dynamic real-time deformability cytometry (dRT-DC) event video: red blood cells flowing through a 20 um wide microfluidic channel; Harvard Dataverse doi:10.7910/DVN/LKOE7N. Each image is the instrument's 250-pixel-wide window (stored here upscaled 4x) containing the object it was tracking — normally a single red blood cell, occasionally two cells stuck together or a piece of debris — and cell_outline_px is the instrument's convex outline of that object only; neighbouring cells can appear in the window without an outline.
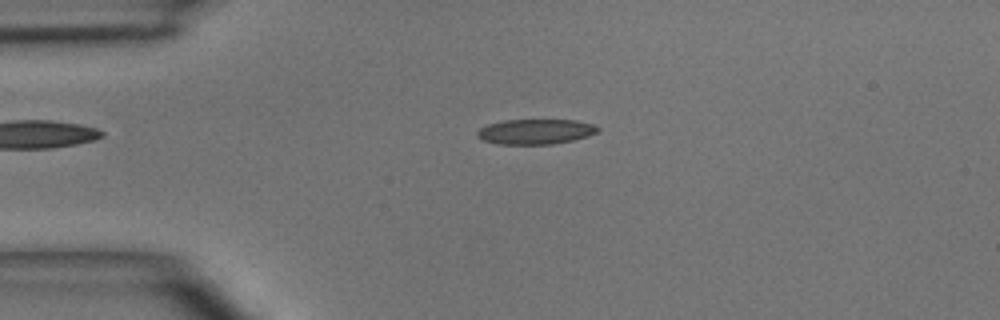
{"species": "common noctule bat (a hibernating species)", "species_latin": "Nyctalus noctula", "temperature_condition": "room temperature", "stored_images_in_passage": 1, "camera_frame_rate_fps": 3000, "um_per_image_px": 0.085, "animal": {"sex": "male", "body_mass_g": 15.6}, "frame": {"image": 1, "passage_image": 1, "time_ms": 0.0, "image_size_px": [1000, 320], "cell_outline_px": [[600, 128], [596, 132], [588, 136], [572, 140], [552, 144], [500, 144], [484, 140], [476, 136], [476, 132], [480, 128], [488, 124], [504, 120], [576, 120], [596, 124]], "centroid_in_image_um": [45.53, 11.18], "position_along_channel_um": 39.5, "area_um2": 17.63}}